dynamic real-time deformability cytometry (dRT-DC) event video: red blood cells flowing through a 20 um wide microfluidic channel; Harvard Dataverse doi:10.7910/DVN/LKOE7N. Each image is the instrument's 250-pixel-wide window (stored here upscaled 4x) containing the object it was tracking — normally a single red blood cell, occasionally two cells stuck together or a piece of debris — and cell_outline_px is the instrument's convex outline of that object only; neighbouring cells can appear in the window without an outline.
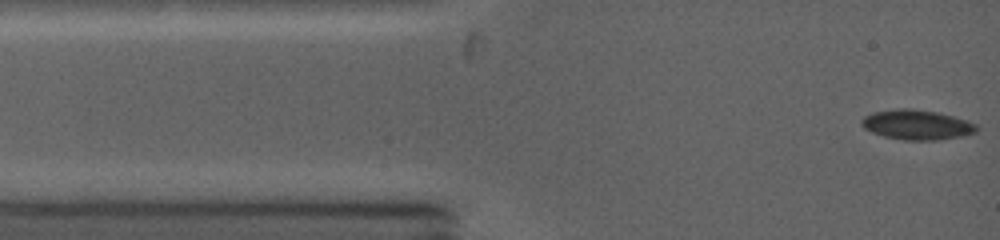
{"species": "common noctule bat (a hibernating species)", "species_latin": "Nyctalus noctula", "temperature_condition": "warm", "stored_images_in_passage": 15, "camera_frame_rate_fps": 5000, "um_per_image_px": 0.085, "animal": {"sex": "female", "body_mass_g": 19.0, "forearm_length_mm": 53.3}, "frame": {"image": 1, "passage_image": 1, "time_ms": 0.0, "image_size_px": [1000, 240], "cell_outline_px": [[980, 128], [976, 132], [960, 136], [940, 140], [904, 140], [884, 136], [872, 132], [864, 128], [860, 124], [860, 120], [864, 116], [872, 112], [896, 108], [912, 108], [936, 112], [968, 120], [976, 124]], "centroid_in_image_um": [77.92, 10.59], "position_along_channel_um": 7.1, "area_um2": 20.17}}
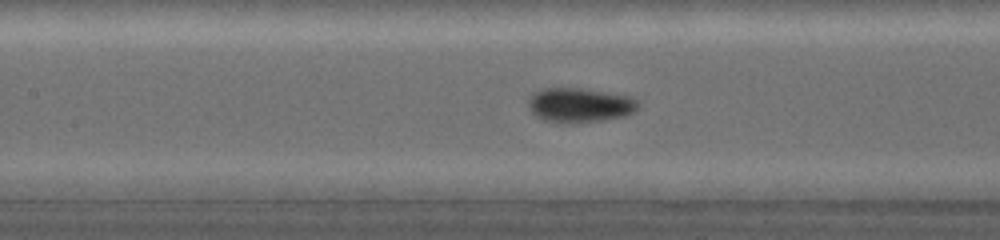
{"frame": {"image": 2, "passage_image": 13, "time_ms": 4.8, "image_size_px": [1000, 240], "cell_outline_px": [[636, 108], [632, 112], [624, 116], [604, 120], [576, 124], [556, 124], [540, 120], [532, 112], [528, 104], [528, 100], [536, 92], [552, 88], [572, 88], [624, 96], [636, 100]], "centroid_in_image_um": [49.18, 9.0], "position_along_channel_um": 158.2, "area_um2": 21.62}}
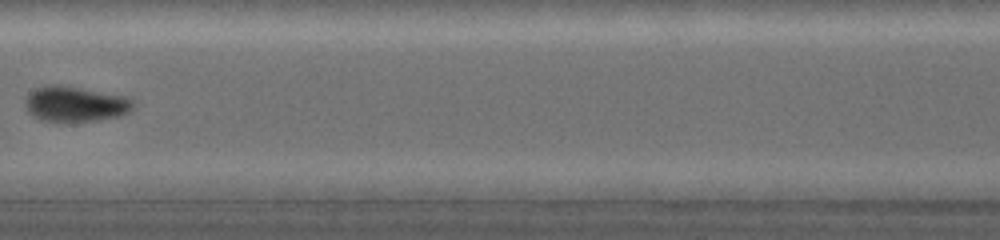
{"frame": {"image": 3, "passage_image": 15, "time_ms": 5.8, "image_size_px": [1000, 240], "cell_outline_px": [[132, 108], [128, 112], [120, 116], [96, 120], [64, 124], [40, 120], [32, 116], [28, 112], [24, 104], [28, 96], [32, 92], [40, 88], [72, 88], [120, 96], [132, 100]], "centroid_in_image_um": [6.36, 8.96], "position_along_channel_um": 201.0, "area_um2": 21.27}}